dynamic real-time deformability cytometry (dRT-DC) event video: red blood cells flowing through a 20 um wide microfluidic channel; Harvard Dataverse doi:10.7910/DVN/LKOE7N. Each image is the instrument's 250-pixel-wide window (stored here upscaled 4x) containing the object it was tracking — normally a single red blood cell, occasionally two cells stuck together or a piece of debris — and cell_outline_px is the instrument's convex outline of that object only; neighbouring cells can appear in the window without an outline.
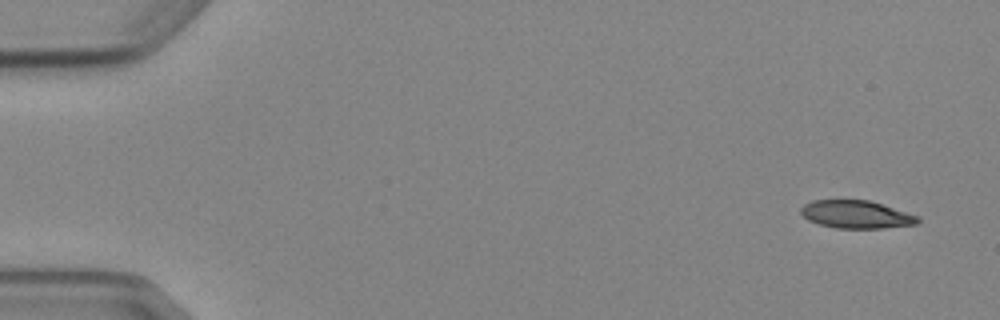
{"species": "Egyptian fruit bat (a non-hibernating species)", "species_latin": "Rousettus aegyptiacus", "temperature_condition": "cold", "stored_images_in_passage": 4, "camera_frame_rate_fps": 3000, "um_per_image_px": 0.085, "animal": {"sex": "female"}, "frame": {"image": 1, "passage_image": 1, "time_ms": 0.0, "image_size_px": [1000, 320], "cell_outline_px": [[920, 220], [916, 224], [884, 228], [836, 228], [820, 224], [808, 220], [800, 212], [800, 208], [804, 204], [812, 200], [868, 200], [920, 216]], "centroid_in_image_um": [72.78, 18.22], "position_along_channel_um": 12.2, "area_um2": 18.9}}